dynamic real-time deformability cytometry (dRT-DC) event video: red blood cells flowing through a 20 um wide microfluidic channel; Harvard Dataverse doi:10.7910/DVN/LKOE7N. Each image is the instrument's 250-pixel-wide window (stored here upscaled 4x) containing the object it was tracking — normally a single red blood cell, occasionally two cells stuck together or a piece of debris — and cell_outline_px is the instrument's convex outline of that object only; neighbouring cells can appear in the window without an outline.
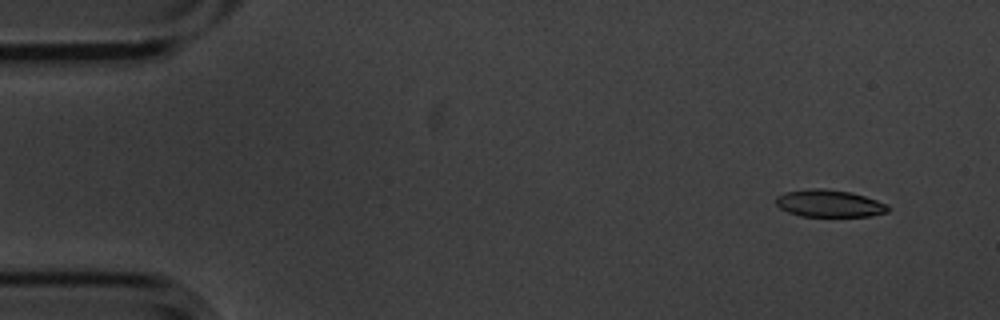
{"species": "common noctule bat (a hibernating species)", "species_latin": "Nyctalus noctula", "temperature_condition": "cold", "stored_images_in_passage": 14, "camera_frame_rate_fps": 3000, "um_per_image_px": 0.085, "animal": {"sex": "male", "body_mass_g": 20.1, "forearm_length_mm": 53.5}, "frame": {"image": 1, "passage_image": 1, "time_ms": 0.0, "image_size_px": [1000, 320], "cell_outline_px": [[892, 208], [888, 212], [872, 216], [800, 216], [788, 212], [780, 208], [776, 204], [776, 196], [784, 192], [812, 188], [824, 188], [852, 192], [888, 204]], "centroid_in_image_um": [70.51, 17.29], "position_along_channel_um": 14.5, "area_um2": 17.98}}
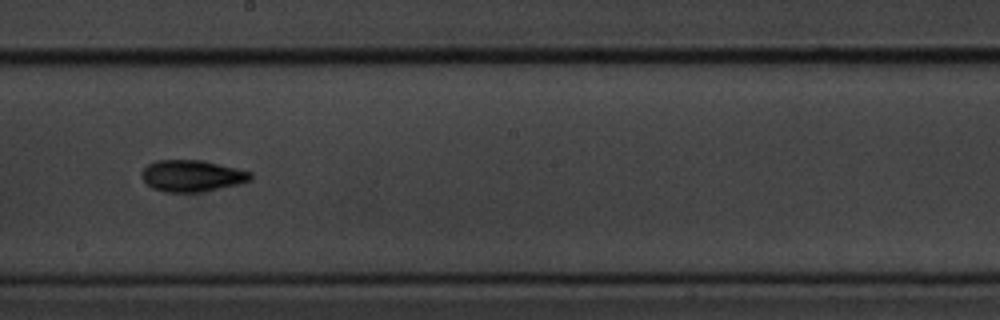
{"frame": {"image": 2, "passage_image": 8, "time_ms": 2.333, "image_size_px": [1000, 320], "cell_outline_px": [[252, 180], [240, 184], [200, 192], [164, 192], [152, 188], [140, 176], [140, 172], [148, 164], [156, 160], [200, 160], [236, 168], [252, 172]], "centroid_in_image_um": [16.31, 14.95], "position_along_channel_um": 231.9, "area_um2": 20.06}}
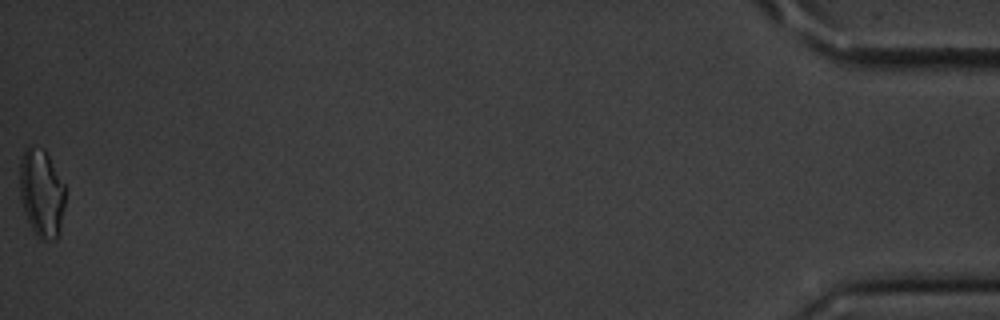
{"frame": {"image": 3, "passage_image": 14, "time_ms": 4.333, "image_size_px": [1000, 320], "cell_outline_px": [[68, 188], [60, 236], [56, 240], [40, 240], [36, 236], [24, 212], [20, 196], [20, 160], [24, 148], [28, 144], [44, 148]], "centroid_in_image_um": [3.58, 16.41], "position_along_channel_um": 431.6, "area_um2": 24.39}}